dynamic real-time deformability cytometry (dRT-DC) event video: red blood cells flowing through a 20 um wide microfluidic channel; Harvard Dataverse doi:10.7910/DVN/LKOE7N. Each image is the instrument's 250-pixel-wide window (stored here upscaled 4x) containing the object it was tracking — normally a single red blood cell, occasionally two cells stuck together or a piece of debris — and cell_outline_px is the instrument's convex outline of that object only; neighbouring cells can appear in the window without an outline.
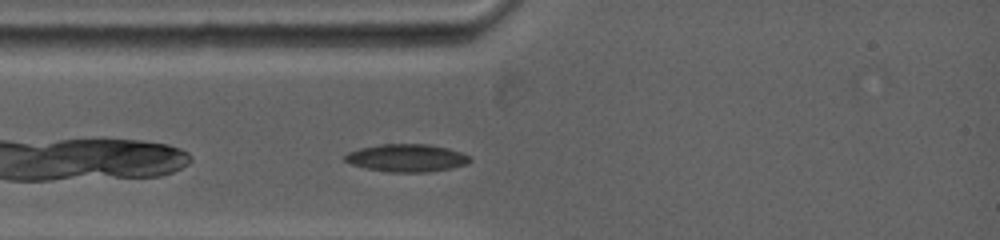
{"species": "common noctule bat (a hibernating species)", "species_latin": "Nyctalus noctula", "temperature_condition": "warm", "stored_images_in_passage": 4, "camera_frame_rate_fps": 5000, "um_per_image_px": 0.085, "animal": {"sex": "female", "body_mass_g": 19.0, "forearm_length_mm": 53.3}, "frame": {"image": 1, "passage_image": 2, "time_ms": 1.0, "image_size_px": [1000, 240], "cell_outline_px": [[472, 160], [468, 164], [452, 168], [428, 172], [388, 172], [364, 168], [352, 164], [344, 160], [344, 156], [348, 152], [360, 148], [380, 144], [428, 144], [448, 148], [472, 156]], "centroid_in_image_um": [34.6, 13.43], "position_along_channel_um": 50.4, "area_um2": 20.35}}
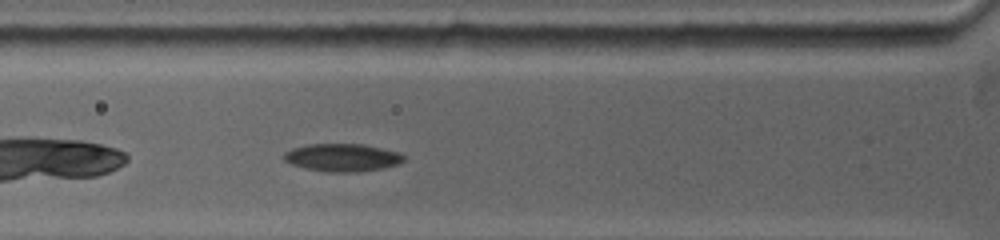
{"frame": {"image": 2, "passage_image": 4, "time_ms": 2.2, "image_size_px": [1000, 240], "cell_outline_px": [[404, 160], [400, 164], [384, 168], [356, 172], [324, 172], [304, 168], [292, 164], [284, 160], [284, 152], [292, 148], [308, 144], [364, 144], [400, 152], [404, 156]], "centroid_in_image_um": [29.11, 13.39], "position_along_channel_um": 96.7, "area_um2": 19.59}}